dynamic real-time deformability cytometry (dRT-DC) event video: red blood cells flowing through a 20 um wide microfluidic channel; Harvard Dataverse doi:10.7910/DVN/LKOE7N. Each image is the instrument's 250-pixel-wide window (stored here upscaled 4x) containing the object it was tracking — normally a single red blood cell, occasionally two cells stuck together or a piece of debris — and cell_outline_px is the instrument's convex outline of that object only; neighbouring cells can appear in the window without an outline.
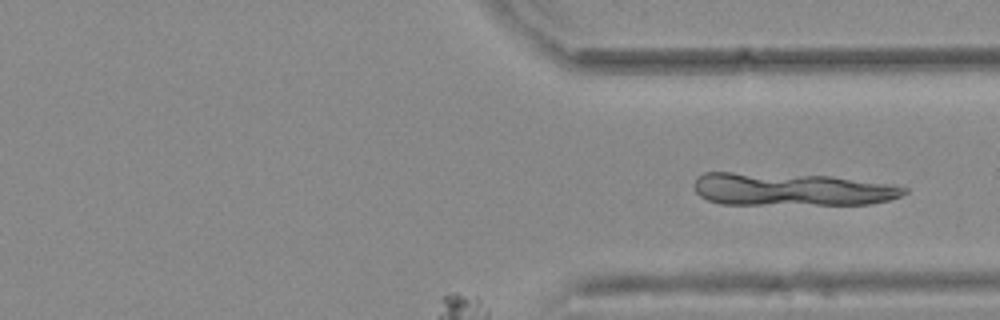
{"species": "common noctule bat (a hibernating species)", "species_latin": "Nyctalus noctula", "temperature_condition": "warm", "stored_images_in_passage": 44, "camera_frame_rate_fps": 3000, "um_per_image_px": 0.085, "animal": {"sex": "female", "body_mass_g": 25.1}, "frame": {"image": 1, "passage_image": 44, "time_ms": 14.333, "image_size_px": [1000, 320], "cell_outline_px": [[908, 192], [900, 196], [888, 200], [868, 204], [720, 204], [708, 200], [700, 196], [696, 192], [692, 184], [696, 176], [704, 172], [732, 172], [832, 176], [888, 184], [908, 188]], "centroid_in_image_um": [67.21, 16.09], "position_along_channel_um": 344.2, "area_um2": 40.23}}